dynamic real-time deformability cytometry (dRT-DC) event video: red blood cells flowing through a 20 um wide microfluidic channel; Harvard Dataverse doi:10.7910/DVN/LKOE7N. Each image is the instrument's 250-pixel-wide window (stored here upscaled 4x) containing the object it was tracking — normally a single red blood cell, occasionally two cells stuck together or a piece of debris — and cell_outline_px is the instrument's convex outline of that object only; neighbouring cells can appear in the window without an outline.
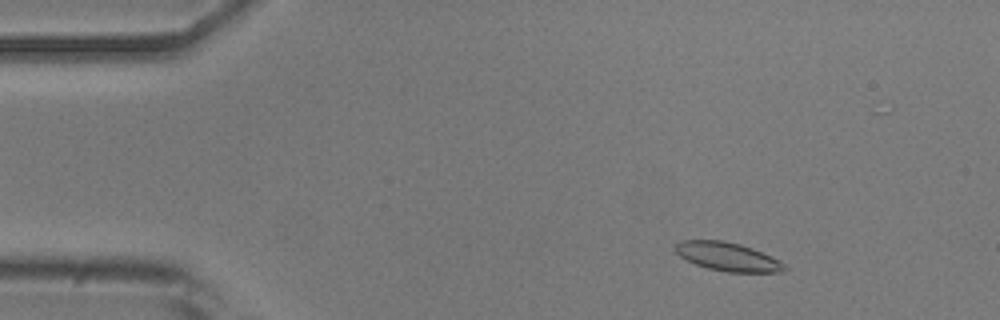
{"species": "common noctule bat (a hibernating species)", "species_latin": "Nyctalus noctula", "temperature_condition": "room temperature", "stored_images_in_passage": 4, "camera_frame_rate_fps": 3000, "um_per_image_px": 0.085, "animal": {"sex": "male", "body_mass_g": 20.5, "forearm_length_mm": 52.5}, "frame": {"image": 1, "passage_image": 2, "time_ms": 0.333, "image_size_px": [1000, 320], "cell_outline_px": [[788, 268], [784, 272], [728, 272], [708, 268], [696, 264], [680, 256], [676, 252], [676, 244], [680, 240], [720, 240], [740, 244], [752, 248], [784, 264]], "centroid_in_image_um": [61.84, 21.82], "position_along_channel_um": 23.2, "area_um2": 17.8}}